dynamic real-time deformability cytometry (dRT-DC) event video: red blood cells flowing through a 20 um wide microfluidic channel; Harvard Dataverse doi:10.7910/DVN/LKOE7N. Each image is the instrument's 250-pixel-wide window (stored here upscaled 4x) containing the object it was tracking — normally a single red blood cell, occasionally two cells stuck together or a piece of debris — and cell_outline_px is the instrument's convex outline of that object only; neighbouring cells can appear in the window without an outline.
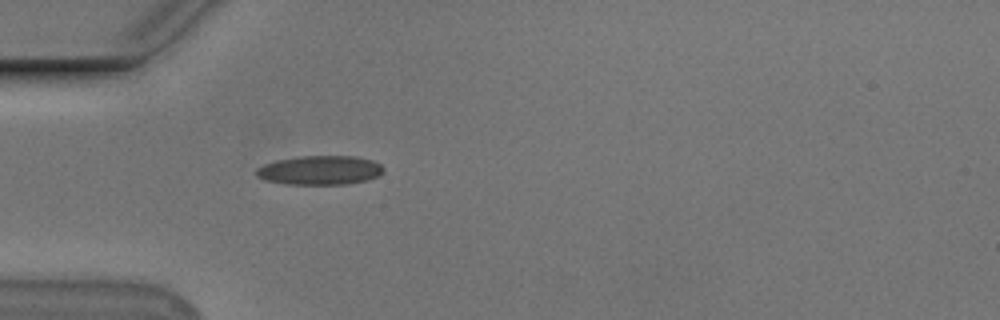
{"species": "Egyptian fruit bat (a non-hibernating species)", "species_latin": "Rousettus aegyptiacus", "temperature_condition": "cold", "stored_images_in_passage": 39, "camera_frame_rate_fps": 3000, "um_per_image_px": 0.085, "animal": {"sex": "male"}, "frame": {"image": 1, "passage_image": 1, "time_ms": 0.0, "image_size_px": [1000, 320], "cell_outline_px": [[384, 172], [380, 176], [368, 180], [344, 184], [288, 184], [264, 180], [256, 176], [256, 168], [264, 164], [276, 160], [300, 156], [356, 156], [372, 160], [380, 164], [384, 168]], "centroid_in_image_um": [27.21, 14.46], "position_along_channel_um": 57.8, "area_um2": 21.73}}
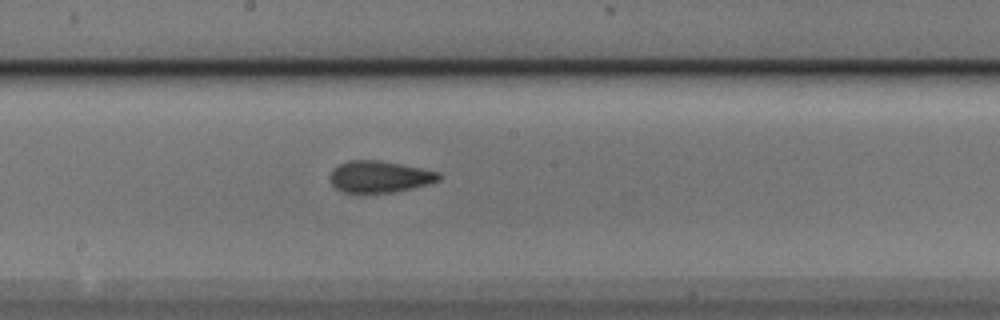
{"frame": {"image": 2, "passage_image": 14, "time_ms": 4.333, "image_size_px": [1000, 320], "cell_outline_px": [[440, 180], [428, 184], [412, 188], [392, 192], [364, 196], [356, 196], [340, 192], [328, 180], [328, 176], [332, 168], [340, 164], [352, 160], [380, 160], [440, 172]], "centroid_in_image_um": [32.16, 15.07], "position_along_channel_um": 216.0, "area_um2": 20.92}}
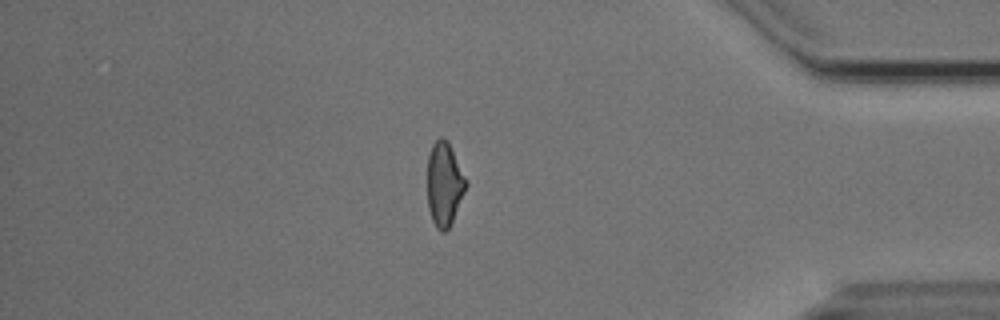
{"frame": {"image": 3, "passage_image": 31, "time_ms": 10.0, "image_size_px": [1000, 320], "cell_outline_px": [[468, 184], [452, 220], [448, 228], [444, 232], [440, 232], [436, 228], [432, 220], [428, 208], [428, 156], [432, 144], [440, 136], [448, 140], [468, 180]], "centroid_in_image_um": [37.78, 15.61], "position_along_channel_um": 397.4, "area_um2": 18.96}, "authors_computed_cell_mechanics": {"area_um2": 19.941, "velocity_mm_per_s": 3.7588, "shape_relaxation_time_tau1_ms": 5.1228, "shape_relaxation_time_tau2_ms": 2.0212, "deformation_change_tau1": 0.1363, "deformation_change_tau2": 0.0888}}